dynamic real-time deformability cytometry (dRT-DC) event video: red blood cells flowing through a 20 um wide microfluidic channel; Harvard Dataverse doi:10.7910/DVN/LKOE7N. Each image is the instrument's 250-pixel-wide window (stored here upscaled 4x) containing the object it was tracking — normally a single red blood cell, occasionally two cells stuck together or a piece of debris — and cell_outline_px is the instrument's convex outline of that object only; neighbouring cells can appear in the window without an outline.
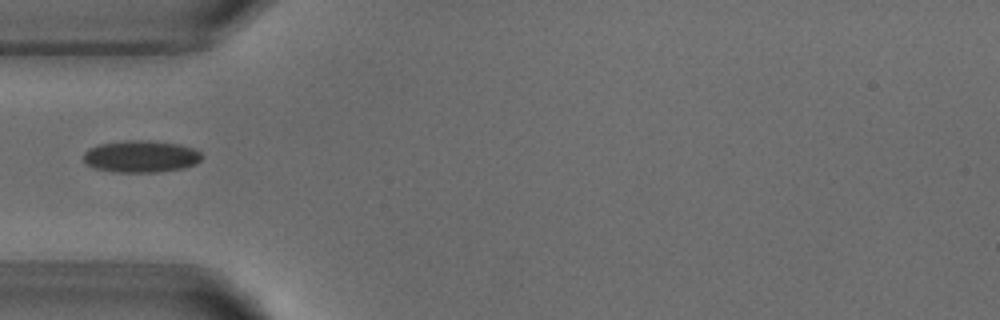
{"species": "common noctule bat (a hibernating species)", "species_latin": "Nyctalus noctula", "temperature_condition": "warm", "stored_images_in_passage": 5, "camera_frame_rate_fps": 3000, "um_per_image_px": 0.085, "animal": {"sex": "male", "body_mass_g": 18.8}, "frame": {"image": 1, "passage_image": 5, "time_ms": 5.333, "image_size_px": [1000, 320], "cell_outline_px": [[204, 156], [196, 164], [184, 168], [156, 172], [112, 172], [96, 168], [88, 164], [84, 160], [84, 152], [88, 148], [96, 144], [124, 140], [148, 140], [180, 144], [192, 148], [200, 152]], "centroid_in_image_um": [11.98, 13.29], "position_along_channel_um": 73.0, "area_um2": 22.25}}